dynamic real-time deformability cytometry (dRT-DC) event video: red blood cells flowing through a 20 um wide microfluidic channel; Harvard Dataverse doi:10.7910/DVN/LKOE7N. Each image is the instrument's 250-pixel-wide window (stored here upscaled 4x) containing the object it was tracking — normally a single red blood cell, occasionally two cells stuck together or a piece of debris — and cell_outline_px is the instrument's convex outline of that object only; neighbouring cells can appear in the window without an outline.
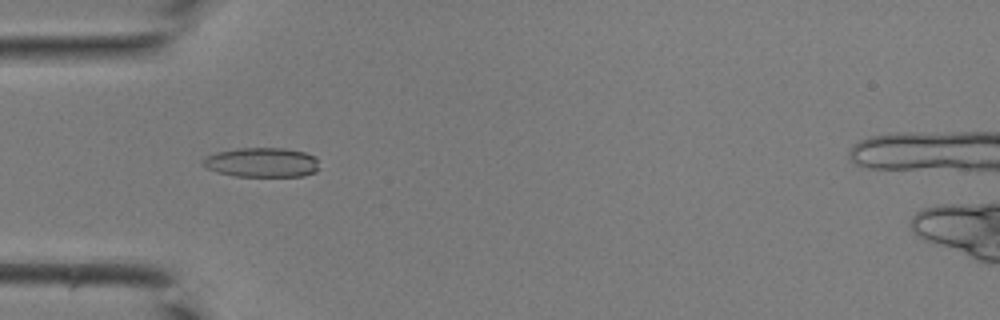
{"species": "common noctule bat (a hibernating species)", "species_latin": "Nyctalus noctula", "temperature_condition": "room temperature", "stored_images_in_passage": 26, "camera_frame_rate_fps": 3000, "um_per_image_px": 0.085, "animal": {"sex": "male", "body_mass_g": 19.0, "forearm_length_mm": 50.8}, "frame": {"image": 1, "passage_image": 3, "time_ms": 0.667, "image_size_px": [1000, 320], "cell_outline_px": [[320, 168], [316, 172], [304, 176], [236, 176], [216, 172], [200, 164], [200, 160], [204, 156], [216, 152], [240, 148], [284, 148], [304, 152], [316, 156]], "centroid_in_image_um": [22.25, 13.8], "position_along_channel_um": 62.7, "area_um2": 20.35}}
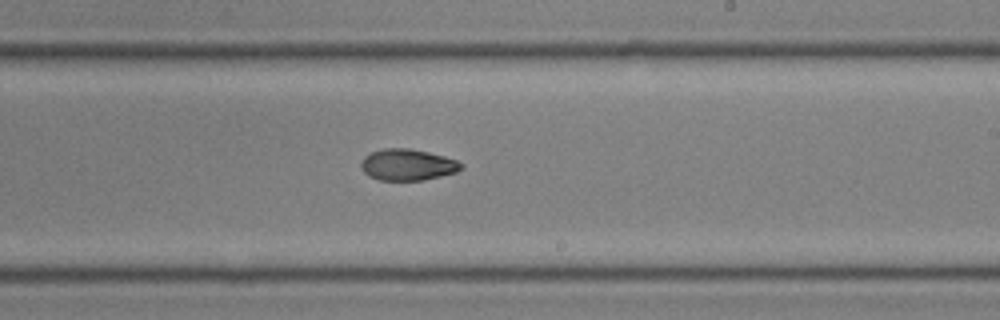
{"frame": {"image": 2, "passage_image": 15, "time_ms": 4.667, "image_size_px": [1000, 320], "cell_outline_px": [[464, 164], [456, 172], [424, 180], [380, 180], [368, 176], [364, 172], [360, 164], [364, 156], [372, 152], [384, 148], [408, 148], [428, 152], [444, 156], [456, 160]], "centroid_in_image_um": [34.62, 14.0], "position_along_channel_um": 254.4, "area_um2": 18.21}}
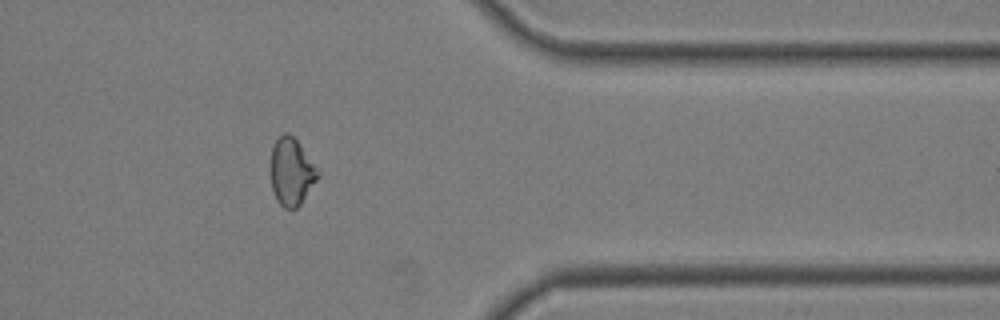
{"frame": {"image": 3, "passage_image": 24, "time_ms": 7.667, "image_size_px": [1000, 320], "cell_outline_px": [[320, 172], [316, 180], [300, 204], [296, 208], [284, 208], [276, 200], [272, 188], [272, 144], [284, 132], [288, 132], [296, 140]], "centroid_in_image_um": [24.77, 14.6], "position_along_channel_um": 386.6, "area_um2": 17.98}}